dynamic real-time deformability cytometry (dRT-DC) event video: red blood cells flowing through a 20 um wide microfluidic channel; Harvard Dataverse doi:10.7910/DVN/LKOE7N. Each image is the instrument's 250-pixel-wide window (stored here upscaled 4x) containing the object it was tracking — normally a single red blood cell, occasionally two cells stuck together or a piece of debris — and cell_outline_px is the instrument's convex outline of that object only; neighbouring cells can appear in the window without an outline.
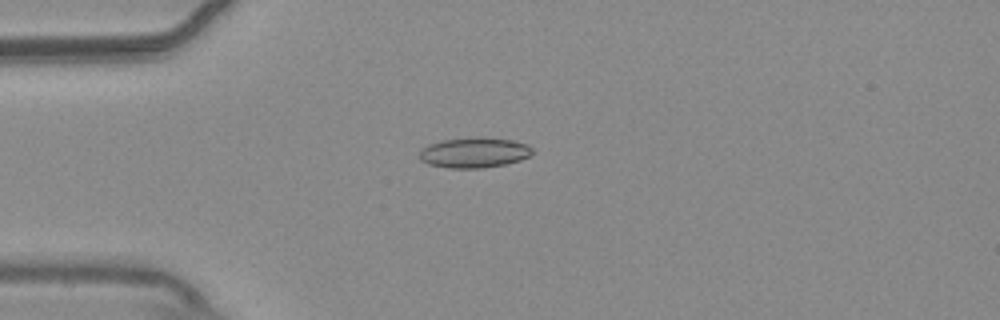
{"species": "common noctule bat (a hibernating species)", "species_latin": "Nyctalus noctula", "temperature_condition": "warm", "stored_images_in_passage": 56, "camera_frame_rate_fps": 3000, "um_per_image_px": 0.085, "animal": {"sex": "male", "body_mass_g": 20.4}, "frame": {"image": 1, "passage_image": 15, "time_ms": 4.667, "image_size_px": [1000, 320], "cell_outline_px": [[532, 152], [528, 156], [520, 160], [504, 164], [484, 168], [448, 168], [428, 164], [420, 160], [420, 148], [428, 144], [440, 140], [476, 136], [512, 140], [528, 144], [532, 148]], "centroid_in_image_um": [40.27, 12.96], "position_along_channel_um": 44.7, "area_um2": 20.17}}
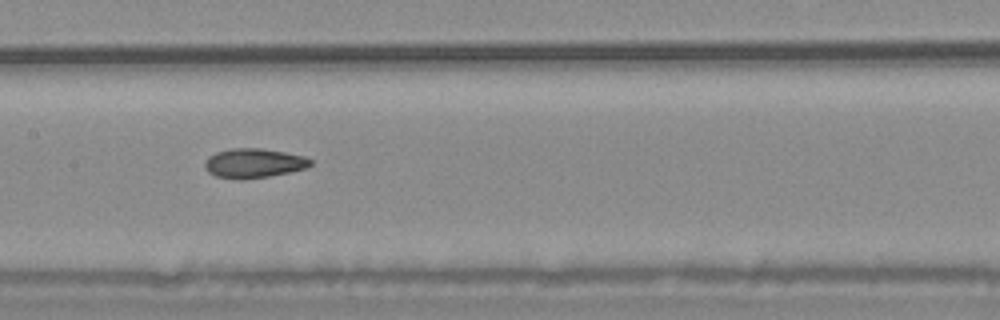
{"frame": {"image": 2, "passage_image": 28, "time_ms": 9.0, "image_size_px": [1000, 320], "cell_outline_px": [[312, 164], [304, 168], [288, 172], [268, 176], [244, 180], [236, 180], [216, 176], [208, 172], [204, 168], [204, 164], [208, 156], [216, 152], [232, 148], [260, 148], [284, 152], [304, 156], [312, 160]], "centroid_in_image_um": [21.52, 13.87], "position_along_channel_um": 185.9, "area_um2": 18.15}}
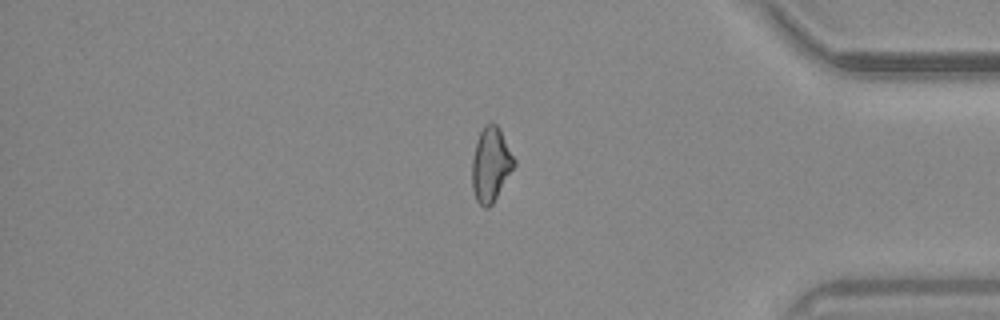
{"frame": {"image": 3, "passage_image": 47, "time_ms": 15.333, "image_size_px": [1000, 320], "cell_outline_px": [[516, 164], [492, 204], [488, 208], [484, 208], [476, 200], [472, 188], [472, 160], [476, 140], [484, 124], [492, 120], [500, 128], [516, 160]], "centroid_in_image_um": [41.72, 13.94], "position_along_channel_um": 393.5, "area_um2": 18.44}, "authors_computed_cell_mechanics": {"area_um2": 18.4382, "velocity_mm_per_s": 3.6872, "shape_relaxation_time_tau1_ms": null, "shape_relaxation_time_tau2_ms": 4.1689, "deformation_change_tau1": null, "deformation_change_tau2": 0.1106}}